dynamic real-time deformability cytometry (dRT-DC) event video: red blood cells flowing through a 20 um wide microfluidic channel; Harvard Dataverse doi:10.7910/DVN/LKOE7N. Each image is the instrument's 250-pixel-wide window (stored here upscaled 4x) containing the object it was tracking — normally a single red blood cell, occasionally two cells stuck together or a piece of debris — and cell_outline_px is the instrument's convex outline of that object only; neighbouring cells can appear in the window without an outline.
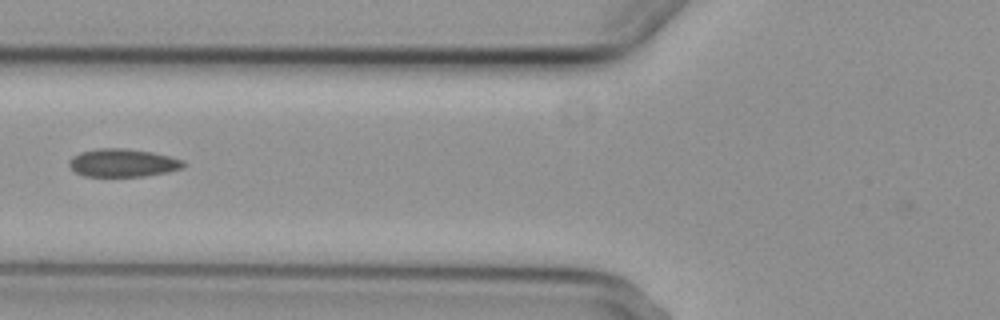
{"species": "common noctule bat (a hibernating species)", "species_latin": "Nyctalus noctula", "temperature_condition": "cold", "stored_images_in_passage": 6, "camera_frame_rate_fps": 3000, "um_per_image_px": 0.085, "animal": {"sex": "female", "body_mass_g": 29.2, "forearm_length_mm": 56.3}, "frame": {"image": 1, "passage_image": 5, "time_ms": 5.667, "image_size_px": [1000, 320], "cell_outline_px": [[184, 168], [168, 172], [144, 176], [84, 176], [76, 172], [68, 164], [68, 160], [72, 156], [80, 152], [100, 148], [120, 148], [152, 152], [184, 160]], "centroid_in_image_um": [10.43, 13.84], "position_along_channel_um": 115.4, "area_um2": 18.61}}
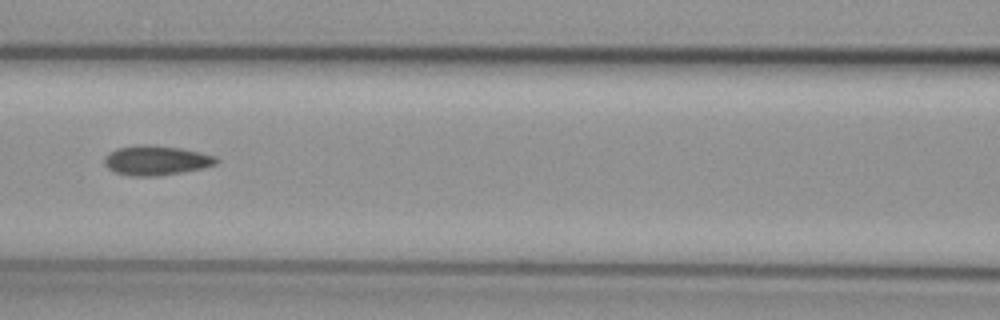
{"frame": {"image": 2, "passage_image": 6, "time_ms": 6.667, "image_size_px": [1000, 320], "cell_outline_px": [[220, 160], [216, 164], [204, 168], [156, 176], [132, 176], [112, 172], [104, 164], [104, 156], [108, 152], [116, 148], [140, 144], [148, 144], [180, 148], [200, 152], [216, 156]], "centroid_in_image_um": [13.24, 13.62], "position_along_channel_um": 153.4, "area_um2": 19.54}}